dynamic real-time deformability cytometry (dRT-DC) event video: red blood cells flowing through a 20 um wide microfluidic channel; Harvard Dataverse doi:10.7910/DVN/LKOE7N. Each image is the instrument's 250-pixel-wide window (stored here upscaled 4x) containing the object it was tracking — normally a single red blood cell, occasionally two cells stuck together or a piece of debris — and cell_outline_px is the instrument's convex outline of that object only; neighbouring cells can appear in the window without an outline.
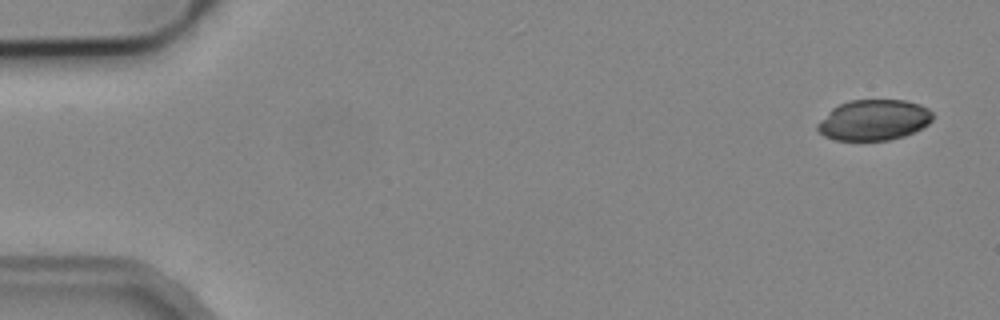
{"species": "common noctule bat (a hibernating species)", "species_latin": "Nyctalus noctula", "temperature_condition": "cold", "stored_images_in_passage": 5, "camera_frame_rate_fps": 3000, "um_per_image_px": 0.085, "animal": {"sex": "male", "body_mass_g": 19.2, "forearm_length_mm": 51.8}, "frame": {"image": 1, "passage_image": 1, "time_ms": 0.0, "image_size_px": [1000, 320], "cell_outline_px": [[932, 120], [928, 124], [904, 136], [888, 140], [836, 140], [824, 136], [816, 128], [816, 124], [832, 108], [840, 104], [852, 100], [904, 100], [920, 104], [928, 108], [932, 112]], "centroid_in_image_um": [74.26, 10.2], "position_along_channel_um": 10.7, "area_um2": 27.17}}